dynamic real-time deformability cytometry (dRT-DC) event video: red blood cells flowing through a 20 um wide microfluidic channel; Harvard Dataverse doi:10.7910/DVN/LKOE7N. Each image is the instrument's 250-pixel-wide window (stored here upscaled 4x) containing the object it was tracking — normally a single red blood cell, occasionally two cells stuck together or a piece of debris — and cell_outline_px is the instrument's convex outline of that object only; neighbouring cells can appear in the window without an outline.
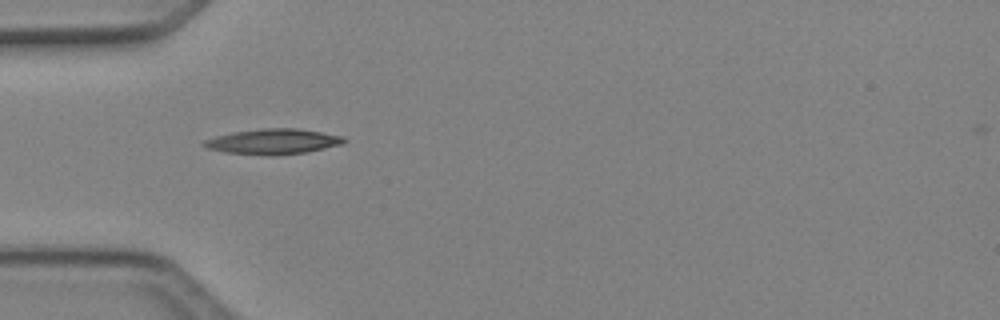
{"species": "Egyptian fruit bat (a non-hibernating species)", "species_latin": "Rousettus aegyptiacus", "temperature_condition": "cold", "stored_images_in_passage": 32, "camera_frame_rate_fps": 3000, "um_per_image_px": 0.085, "animal": {"sex": "female"}, "frame": {"image": 1, "passage_image": 1, "time_ms": 0.0, "image_size_px": [1000, 320], "cell_outline_px": [[348, 140], [340, 144], [308, 152], [224, 152], [208, 148], [200, 144], [204, 140], [216, 136], [232, 132], [260, 128], [296, 128], [344, 136]], "centroid_in_image_um": [23.22, 11.97], "position_along_channel_um": 61.8, "area_um2": 19.54}}
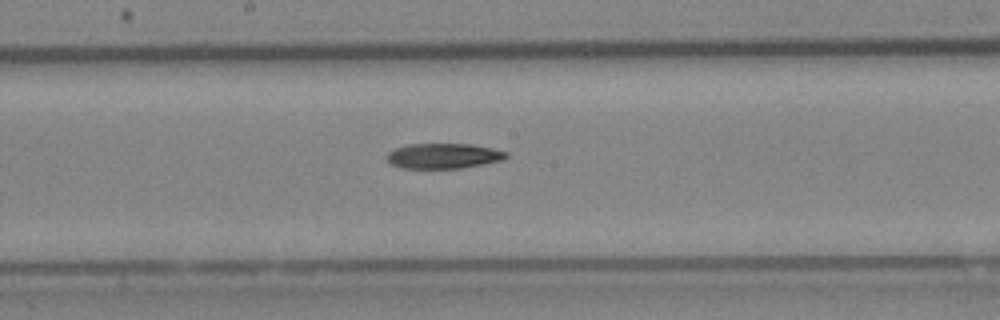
{"frame": {"image": 2, "passage_image": 12, "time_ms": 3.667, "image_size_px": [1000, 320], "cell_outline_px": [[508, 156], [504, 160], [484, 164], [460, 168], [400, 168], [392, 164], [384, 156], [388, 152], [396, 148], [408, 144], [468, 144], [492, 148], [508, 152]], "centroid_in_image_um": [37.7, 13.25], "position_along_channel_um": 210.5, "area_um2": 17.57}}
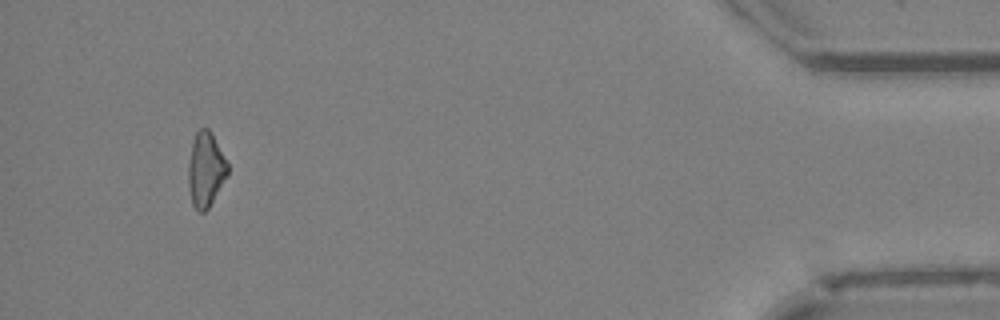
{"frame": {"image": 3, "passage_image": 32, "time_ms": 10.333, "image_size_px": [1000, 320], "cell_outline_px": [[228, 176], [208, 208], [204, 212], [200, 212], [192, 204], [188, 188], [188, 164], [192, 140], [196, 132], [200, 128], [208, 128], [212, 132], [228, 164]], "centroid_in_image_um": [17.48, 14.4], "position_along_channel_um": 417.7, "area_um2": 17.28}}